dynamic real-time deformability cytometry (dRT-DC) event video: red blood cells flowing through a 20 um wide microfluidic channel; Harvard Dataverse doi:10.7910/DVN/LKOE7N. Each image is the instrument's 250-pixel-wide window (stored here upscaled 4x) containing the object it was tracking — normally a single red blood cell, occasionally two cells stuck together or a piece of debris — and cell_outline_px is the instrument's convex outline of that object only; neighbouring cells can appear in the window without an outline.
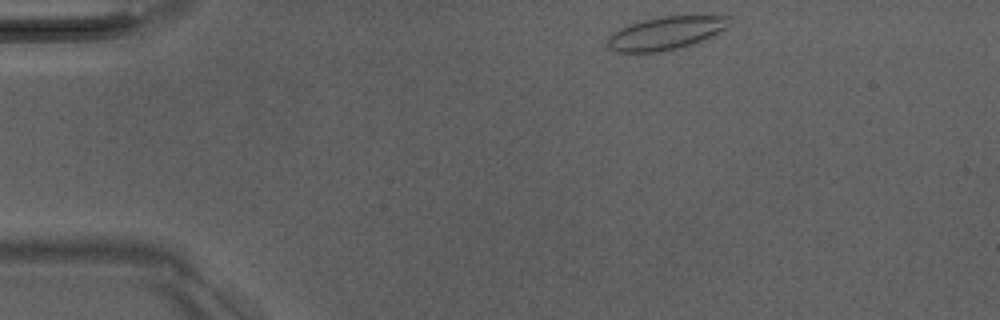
{"species": "Egyptian fruit bat (a non-hibernating species)", "species_latin": "Rousettus aegyptiacus", "temperature_condition": "room temperature", "stored_images_in_passage": 40, "camera_frame_rate_fps": 3000, "um_per_image_px": 0.085, "animal": {"sex": "male"}, "frame": {"image": 1, "passage_image": 1, "time_ms": 0.0, "image_size_px": [1000, 320], "cell_outline_px": [[732, 24], [728, 28], [700, 44], [684, 48], [660, 52], [616, 52], [608, 48], [608, 36], [620, 28], [628, 24], [660, 16], [692, 12], [732, 16]], "centroid_in_image_um": [56.79, 2.77], "position_along_channel_um": 28.2, "area_um2": 25.26}}
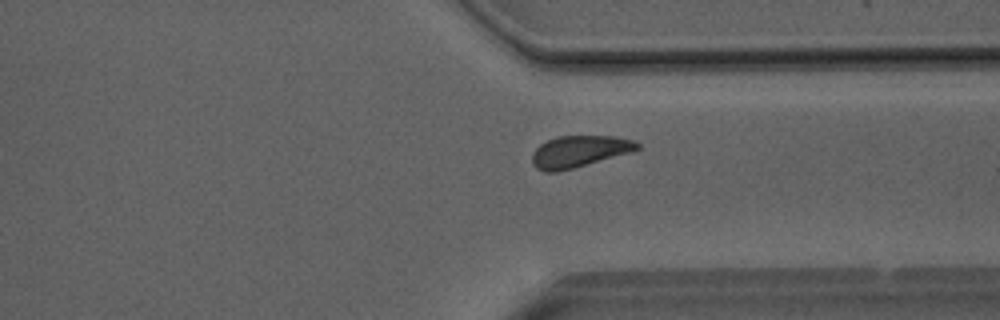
{"frame": {"image": 2, "passage_image": 31, "time_ms": 10.0, "image_size_px": [1000, 320], "cell_outline_px": [[640, 148], [632, 152], [572, 168], [556, 172], [544, 172], [536, 168], [532, 164], [532, 152], [540, 144], [556, 136], [616, 136], [636, 140], [640, 144]], "centroid_in_image_um": [49.24, 12.86], "position_along_channel_um": 362.2, "area_um2": 19.48}}
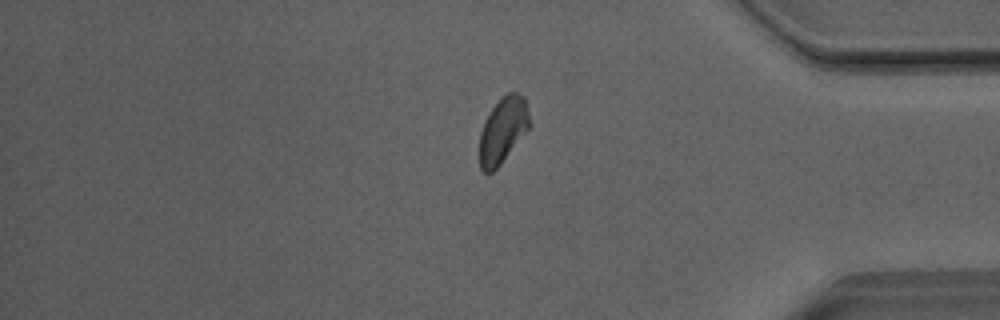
{"frame": {"image": 3, "passage_image": 35, "time_ms": 11.333, "image_size_px": [1000, 320], "cell_outline_px": [[532, 124], [500, 164], [492, 172], [484, 172], [480, 168], [480, 132], [484, 120], [492, 108], [508, 92], [516, 92], [524, 96]], "centroid_in_image_um": [42.76, 11.05], "position_along_channel_um": 392.4, "area_um2": 18.96}}